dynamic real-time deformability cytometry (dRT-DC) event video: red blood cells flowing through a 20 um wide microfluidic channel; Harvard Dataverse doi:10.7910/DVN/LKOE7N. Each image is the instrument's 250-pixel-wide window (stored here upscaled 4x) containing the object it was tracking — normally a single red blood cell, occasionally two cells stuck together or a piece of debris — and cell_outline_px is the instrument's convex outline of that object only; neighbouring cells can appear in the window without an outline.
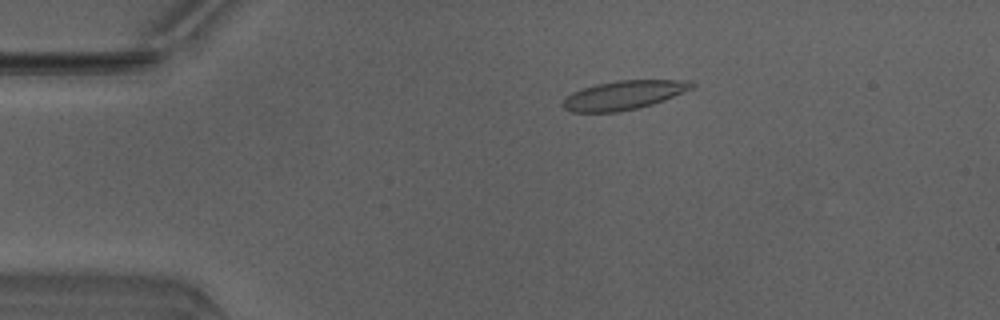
{"species": "Egyptian fruit bat (a non-hibernating species)", "species_latin": "Rousettus aegyptiacus", "temperature_condition": "warm", "stored_images_in_passage": 50, "camera_frame_rate_fps": 3000, "um_per_image_px": 0.085, "animal": {"sex": "male"}, "frame": {"image": 1, "passage_image": 10, "time_ms": 3.0, "image_size_px": [1000, 320], "cell_outline_px": [[696, 84], [692, 88], [664, 100], [652, 104], [636, 108], [616, 112], [572, 112], [564, 108], [560, 104], [572, 92], [596, 84], [620, 80], [692, 80]], "centroid_in_image_um": [53.02, 8.08], "position_along_channel_um": 32.0, "area_um2": 21.56}}
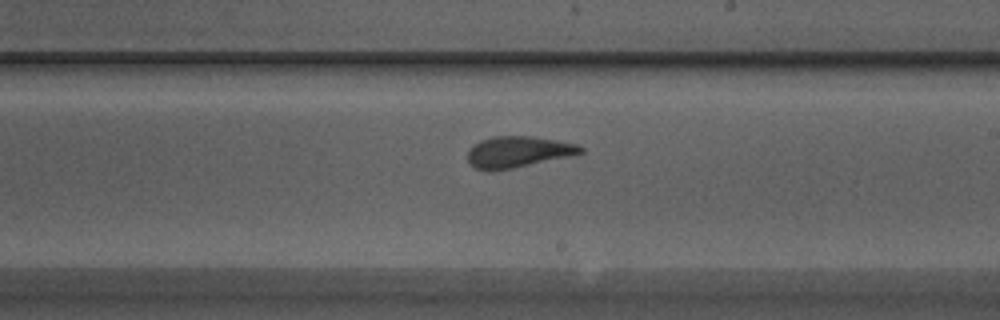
{"frame": {"image": 2, "passage_image": 29, "time_ms": 9.333, "image_size_px": [1000, 320], "cell_outline_px": [[584, 152], [572, 156], [492, 172], [476, 168], [468, 160], [468, 152], [472, 144], [480, 140], [492, 136], [532, 136], [556, 140], [576, 144], [584, 148]], "centroid_in_image_um": [44.03, 12.91], "position_along_channel_um": 245.0, "area_um2": 20.63}}
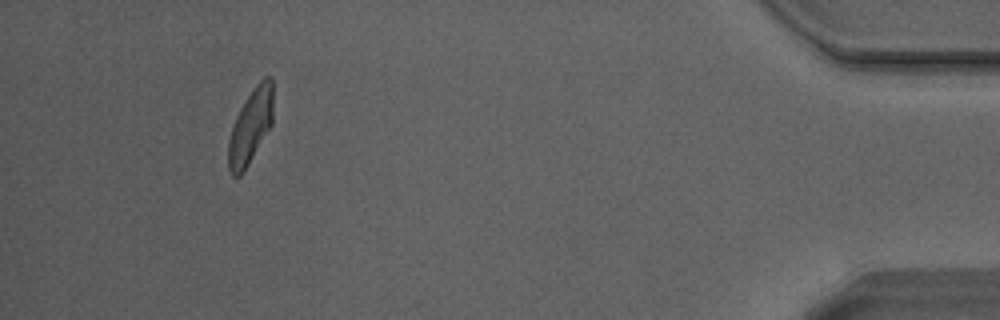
{"frame": {"image": 3, "passage_image": 46, "time_ms": 15.0, "image_size_px": [1000, 320], "cell_outline_px": [[272, 124], [244, 172], [240, 176], [232, 176], [228, 168], [228, 140], [236, 116], [244, 100], [252, 88], [264, 76], [272, 76]], "centroid_in_image_um": [21.29, 10.74], "position_along_channel_um": 413.9, "area_um2": 19.54}, "authors_computed_cell_mechanics": {"area_um2": 20.6635, "velocity_mm_per_s": 4.1672, "shape_relaxation_time_tau1_ms": 7.5319, "shape_relaxation_time_tau2_ms": 1.0558, "deformation_change_tau1": 0.2245, "deformation_change_tau2": 0.089}}